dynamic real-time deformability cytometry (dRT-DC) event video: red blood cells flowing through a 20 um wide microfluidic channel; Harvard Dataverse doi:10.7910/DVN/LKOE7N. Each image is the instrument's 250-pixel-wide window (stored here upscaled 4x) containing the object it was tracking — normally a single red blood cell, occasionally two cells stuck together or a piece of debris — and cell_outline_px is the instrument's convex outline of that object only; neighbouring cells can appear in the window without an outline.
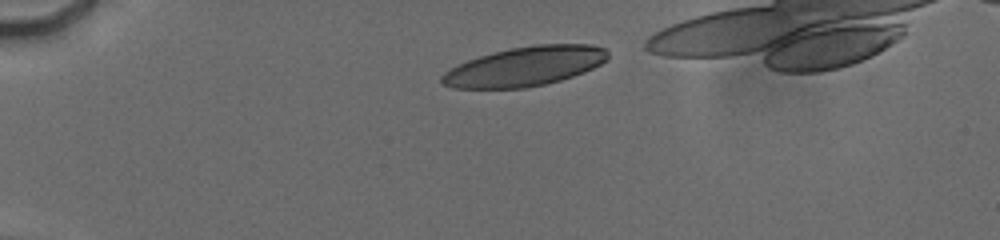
{"species": "human", "species_latin": "Homo sapiens", "temperature_condition": "cold", "stored_images_in_passage": 8, "camera_frame_rate_fps": 3000, "um_per_image_px": 0.085, "donor": {"sex": "male"}, "frame": {"image": 1, "passage_image": 1, "time_ms": 0.0, "image_size_px": [1000, 240], "cell_outline_px": [[608, 60], [584, 72], [560, 80], [544, 84], [524, 88], [452, 88], [444, 84], [440, 80], [440, 76], [444, 72], [468, 60], [480, 56], [512, 48], [536, 44], [592, 44], [604, 48], [608, 52]], "centroid_in_image_um": [44.64, 5.64], "position_along_channel_um": 40.4, "area_um2": 37.8}}
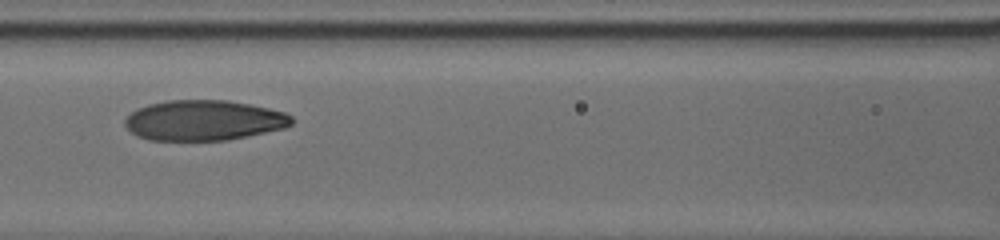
{"frame": {"image": 2, "passage_image": 5, "time_ms": 4.333, "image_size_px": [1000, 240], "cell_outline_px": [[292, 124], [284, 128], [248, 136], [228, 140], [148, 140], [136, 136], [124, 124], [124, 120], [136, 108], [148, 104], [168, 100], [228, 100], [268, 108], [284, 112], [292, 116]], "centroid_in_image_um": [17.3, 10.23], "position_along_channel_um": 149.3, "area_um2": 39.19}}
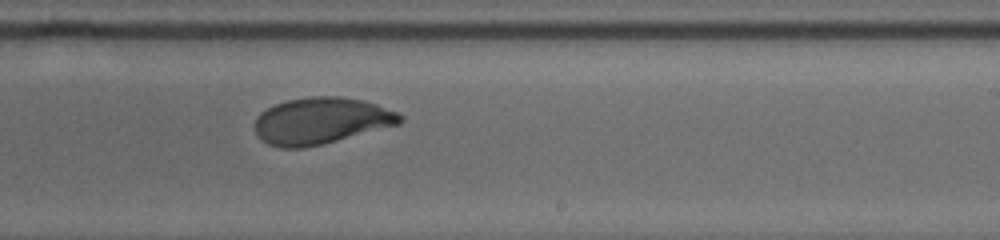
{"frame": {"image": 3, "passage_image": 8, "time_ms": 7.333, "image_size_px": [1000, 240], "cell_outline_px": [[404, 120], [400, 124], [324, 144], [300, 148], [280, 148], [268, 144], [260, 140], [256, 136], [256, 116], [260, 112], [276, 104], [288, 100], [312, 96], [340, 96], [364, 100], [376, 104], [396, 112], [404, 116]], "centroid_in_image_um": [27.3, 10.27], "position_along_channel_um": 261.7, "area_um2": 39.59}}